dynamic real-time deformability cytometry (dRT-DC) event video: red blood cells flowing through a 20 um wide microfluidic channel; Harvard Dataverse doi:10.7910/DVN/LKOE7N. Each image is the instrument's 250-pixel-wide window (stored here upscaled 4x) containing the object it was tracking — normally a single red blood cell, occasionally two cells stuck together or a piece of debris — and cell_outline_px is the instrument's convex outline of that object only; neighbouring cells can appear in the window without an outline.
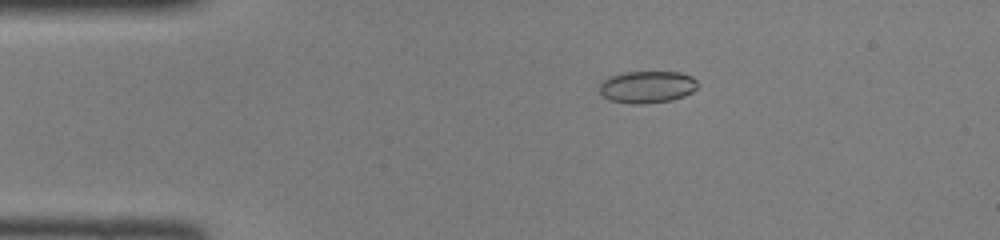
{"species": "common noctule bat (a hibernating species)", "species_latin": "Nyctalus noctula", "temperature_condition": "room temperature", "stored_images_in_passage": 45, "camera_frame_rate_fps": 3000, "um_per_image_px": 0.085, "animal": {"sex": "female", "body_mass_g": 22.0, "forearm_length_mm": 56.7}, "frame": {"image": 1, "passage_image": 8, "time_ms": 2.333, "image_size_px": [1000, 240], "cell_outline_px": [[700, 84], [692, 92], [684, 96], [672, 100], [640, 104], [632, 104], [608, 100], [600, 92], [600, 84], [608, 76], [624, 72], [680, 72], [692, 76]], "centroid_in_image_um": [55.02, 7.38], "position_along_channel_um": 30.0, "area_um2": 18.5}}
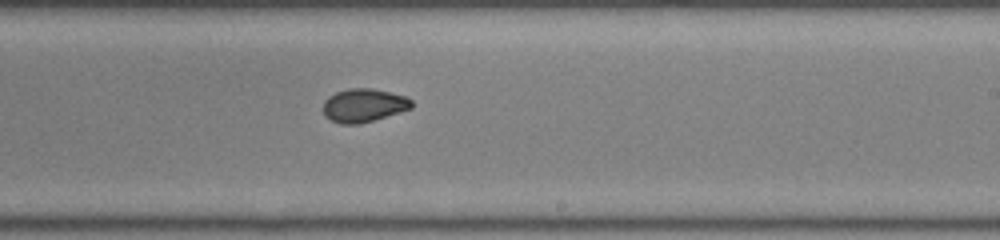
{"frame": {"image": 2, "passage_image": 27, "time_ms": 8.667, "image_size_px": [1000, 240], "cell_outline_px": [[412, 108], [400, 112], [360, 124], [340, 124], [324, 116], [324, 100], [328, 96], [336, 92], [348, 88], [372, 88], [404, 96], [412, 100]], "centroid_in_image_um": [30.89, 8.95], "position_along_channel_um": 258.1, "area_um2": 17.17}}
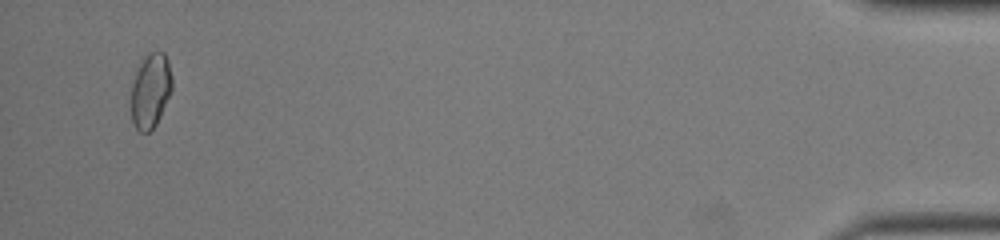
{"frame": {"image": 3, "passage_image": 44, "time_ms": 14.333, "image_size_px": [1000, 240], "cell_outline_px": [[172, 92], [156, 124], [148, 132], [140, 132], [136, 128], [132, 120], [132, 84], [136, 72], [144, 56], [148, 52], [164, 52], [168, 60], [172, 76]], "centroid_in_image_um": [12.82, 7.69], "position_along_channel_um": 422.4, "area_um2": 17.74}}